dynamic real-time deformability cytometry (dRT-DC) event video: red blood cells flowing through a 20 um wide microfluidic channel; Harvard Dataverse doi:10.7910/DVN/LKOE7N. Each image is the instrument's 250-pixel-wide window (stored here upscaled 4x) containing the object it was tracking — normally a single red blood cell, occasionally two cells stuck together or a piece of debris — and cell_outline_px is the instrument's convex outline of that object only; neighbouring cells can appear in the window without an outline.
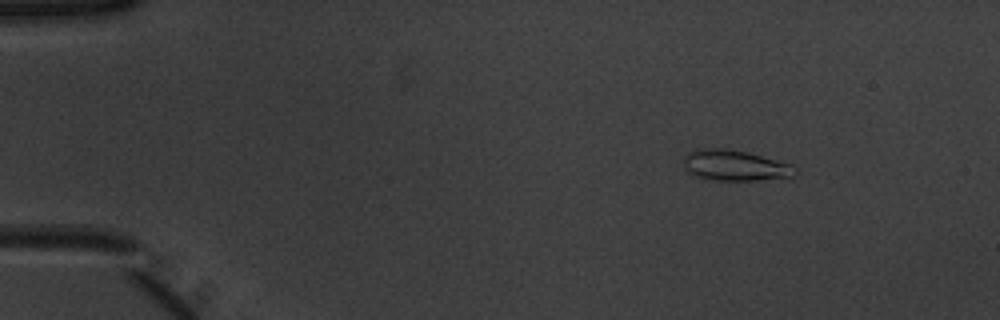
{"species": "common noctule bat (a hibernating species)", "species_latin": "Nyctalus noctula", "temperature_condition": "warm", "stored_images_in_passage": 51, "camera_frame_rate_fps": 3000, "um_per_image_px": 0.085, "animal": {"sex": "male", "body_mass_g": 20.1, "forearm_length_mm": 53.5}, "frame": {"image": 1, "passage_image": 6, "time_ms": 1.667, "image_size_px": [1000, 320], "cell_outline_px": [[800, 172], [796, 176], [756, 180], [704, 180], [688, 172], [684, 168], [684, 156], [688, 152], [696, 148], [724, 148], [748, 152], [792, 164]], "centroid_in_image_um": [62.47, 14.06], "position_along_channel_um": 22.5, "area_um2": 20.35}}
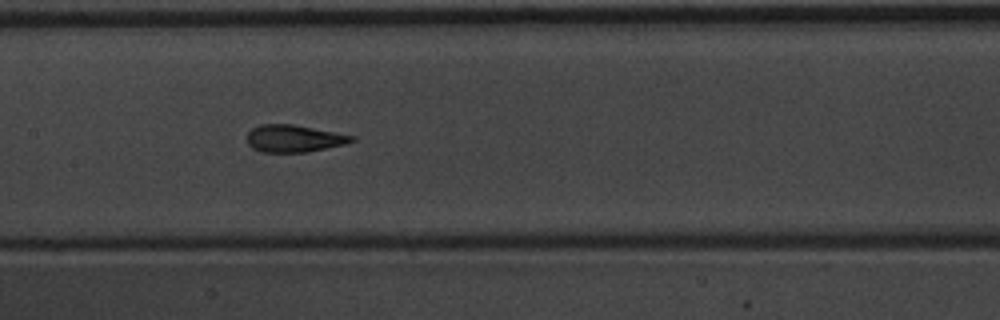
{"frame": {"image": 2, "passage_image": 25, "time_ms": 8.0, "image_size_px": [1000, 320], "cell_outline_px": [[356, 140], [344, 144], [308, 152], [260, 152], [252, 148], [248, 144], [248, 132], [252, 128], [260, 124], [292, 124], [356, 136]], "centroid_in_image_um": [24.98, 11.77], "position_along_channel_um": 182.4, "area_um2": 16.59}}
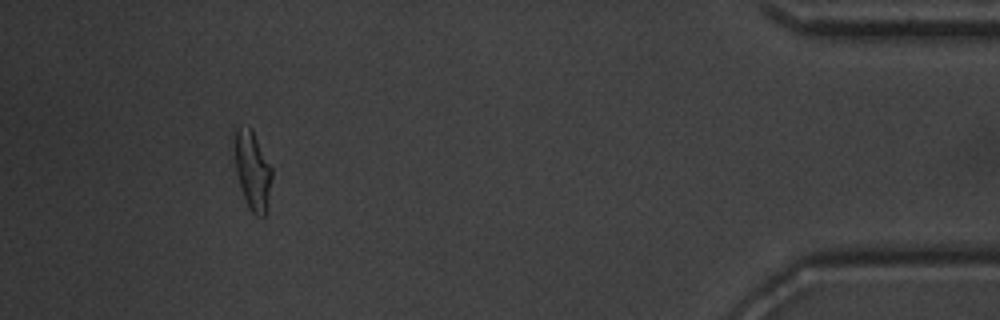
{"frame": {"image": 3, "passage_image": 47, "time_ms": 15.333, "image_size_px": [1000, 320], "cell_outline_px": [[272, 176], [268, 204], [264, 216], [256, 216], [248, 208], [244, 200], [236, 172], [236, 128], [248, 124], [252, 128], [272, 168]], "centroid_in_image_um": [21.49, 14.51], "position_along_channel_um": 413.7, "area_um2": 16.99}, "authors_computed_cell_mechanics": {"area_um2": 16.9354, "velocity_mm_per_s": 3.9398, "shape_relaxation_time_tau1_ms": 8.1023, "shape_relaxation_time_tau2_ms": 1.2426, "deformation_change_tau1": 0.2555, "deformation_change_tau2": 0.0998}}